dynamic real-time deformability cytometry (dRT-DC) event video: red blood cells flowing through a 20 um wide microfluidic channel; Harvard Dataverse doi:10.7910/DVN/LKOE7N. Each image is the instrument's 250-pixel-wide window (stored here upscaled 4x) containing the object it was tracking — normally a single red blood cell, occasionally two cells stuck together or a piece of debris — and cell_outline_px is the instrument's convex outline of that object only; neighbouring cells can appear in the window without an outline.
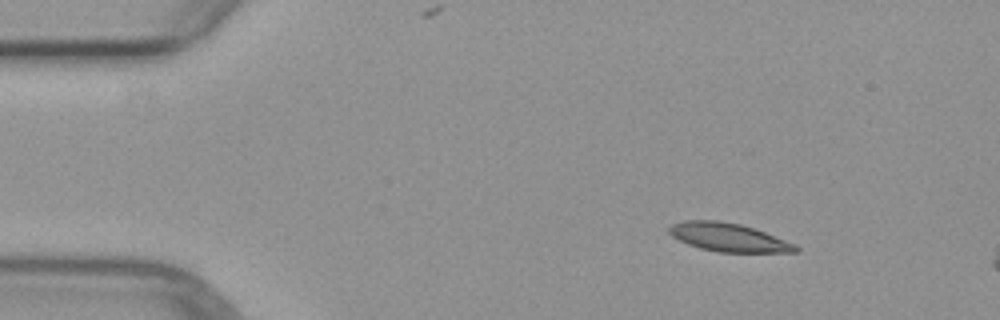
{"species": "common noctule bat (a hibernating species)", "species_latin": "Nyctalus noctula", "temperature_condition": "warm", "stored_images_in_passage": 3, "camera_frame_rate_fps": 3000, "um_per_image_px": 0.085, "animal": {"sex": "female", "body_mass_g": 29.2, "forearm_length_mm": 56.3}, "frame": {"image": 1, "passage_image": 1, "time_ms": 0.0, "image_size_px": [1000, 320], "cell_outline_px": [[800, 248], [796, 252], [716, 252], [700, 248], [688, 244], [672, 236], [668, 232], [668, 228], [672, 224], [684, 220], [720, 220], [740, 224], [756, 228], [796, 244]], "centroid_in_image_um": [61.93, 20.16], "position_along_channel_um": 23.1, "area_um2": 21.1}}